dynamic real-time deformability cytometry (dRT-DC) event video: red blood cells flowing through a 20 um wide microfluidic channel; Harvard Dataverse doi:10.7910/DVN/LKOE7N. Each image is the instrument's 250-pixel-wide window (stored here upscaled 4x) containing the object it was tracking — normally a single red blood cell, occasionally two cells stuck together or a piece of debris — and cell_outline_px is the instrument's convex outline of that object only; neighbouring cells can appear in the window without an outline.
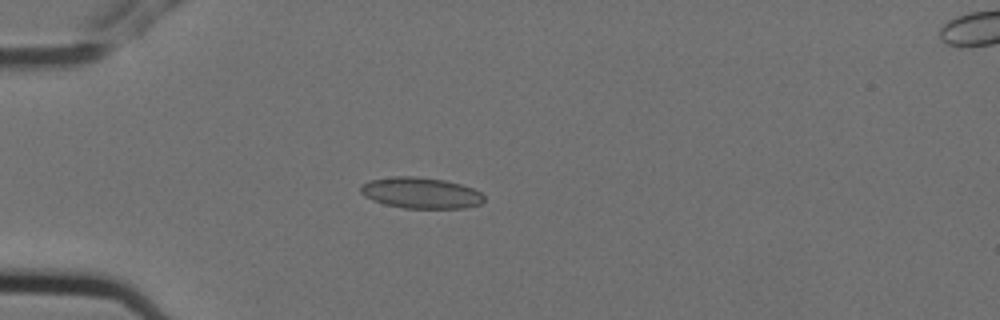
{"species": "Egyptian fruit bat (a non-hibernating species)", "species_latin": "Rousettus aegyptiacus", "temperature_condition": "cold", "stored_images_in_passage": 6, "camera_frame_rate_fps": 3000, "um_per_image_px": 0.085, "animal": {"sex": "female"}, "frame": {"image": 1, "passage_image": 5, "time_ms": 1.333, "image_size_px": [1000, 320], "cell_outline_px": [[484, 200], [480, 204], [464, 208], [404, 208], [384, 204], [372, 200], [364, 196], [360, 192], [360, 184], [368, 180], [392, 176], [412, 176], [444, 180], [460, 184], [472, 188], [480, 192], [484, 196]], "centroid_in_image_um": [35.72, 16.39], "position_along_channel_um": 49.3, "area_um2": 22.43}}